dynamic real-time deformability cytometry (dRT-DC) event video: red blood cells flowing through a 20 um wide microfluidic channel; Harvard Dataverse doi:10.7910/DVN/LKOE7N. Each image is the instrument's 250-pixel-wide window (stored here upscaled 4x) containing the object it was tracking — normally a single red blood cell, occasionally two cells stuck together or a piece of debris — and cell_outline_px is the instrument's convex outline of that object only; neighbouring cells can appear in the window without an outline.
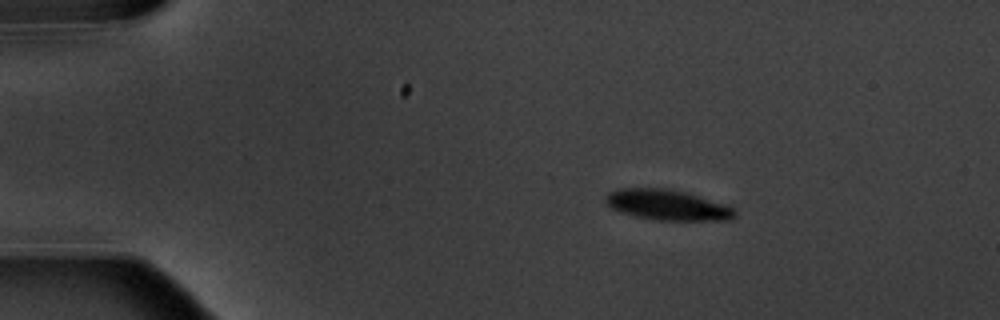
{"species": "common noctule bat (a hibernating species)", "species_latin": "Nyctalus noctula", "temperature_condition": "warm", "stored_images_in_passage": 5, "camera_frame_rate_fps": 3000, "um_per_image_px": 0.085, "animal": {"sex": "male", "body_mass_g": 20.1, "forearm_length_mm": 53.5}, "frame": {"image": 1, "passage_image": 2, "time_ms": 1.333, "image_size_px": [1000, 320], "cell_outline_px": [[736, 216], [732, 220], [652, 220], [620, 212], [612, 208], [604, 200], [604, 196], [608, 192], [620, 188], [664, 188], [684, 192], [724, 204], [732, 208], [736, 212]], "centroid_in_image_um": [56.69, 17.42], "position_along_channel_um": 28.3, "area_um2": 22.83}}
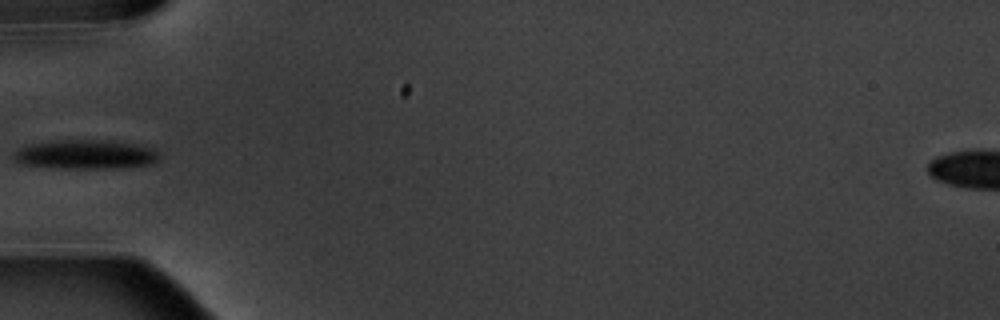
{"frame": {"image": 2, "passage_image": 5, "time_ms": 4.667, "image_size_px": [1000, 320], "cell_outline_px": [[160, 160], [152, 164], [116, 168], [60, 168], [24, 164], [12, 160], [12, 152], [20, 148], [32, 144], [60, 140], [108, 140], [132, 144], [152, 148], [160, 152]], "centroid_in_image_um": [7.3, 13.13], "position_along_channel_um": 77.7, "area_um2": 24.74}}